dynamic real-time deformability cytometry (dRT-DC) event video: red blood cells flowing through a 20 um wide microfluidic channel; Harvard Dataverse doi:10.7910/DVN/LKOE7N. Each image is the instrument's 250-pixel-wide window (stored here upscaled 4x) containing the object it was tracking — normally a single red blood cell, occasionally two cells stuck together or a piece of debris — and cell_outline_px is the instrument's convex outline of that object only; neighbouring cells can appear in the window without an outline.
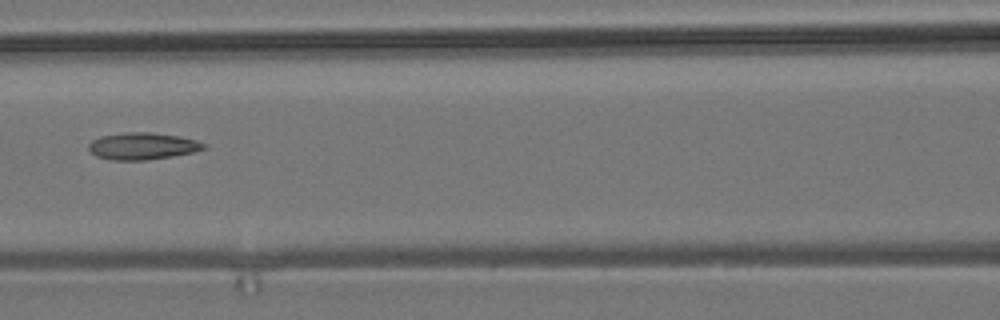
{"species": "common noctule bat (a hibernating species)", "species_latin": "Nyctalus noctula", "temperature_condition": "room temperature", "stored_images_in_passage": 5, "camera_frame_rate_fps": 3000, "um_per_image_px": 0.085, "animal": {"sex": "male", "body_mass_g": 19.2, "forearm_length_mm": 51.8}, "frame": {"image": 1, "passage_image": 4, "time_ms": 3.667, "image_size_px": [1000, 320], "cell_outline_px": [[208, 148], [192, 152], [172, 156], [144, 160], [112, 160], [96, 156], [88, 148], [88, 144], [92, 140], [100, 136], [124, 132], [152, 132], [180, 136], [196, 140], [208, 144]], "centroid_in_image_um": [12.13, 12.4], "position_along_channel_um": 154.5, "area_um2": 18.21}}
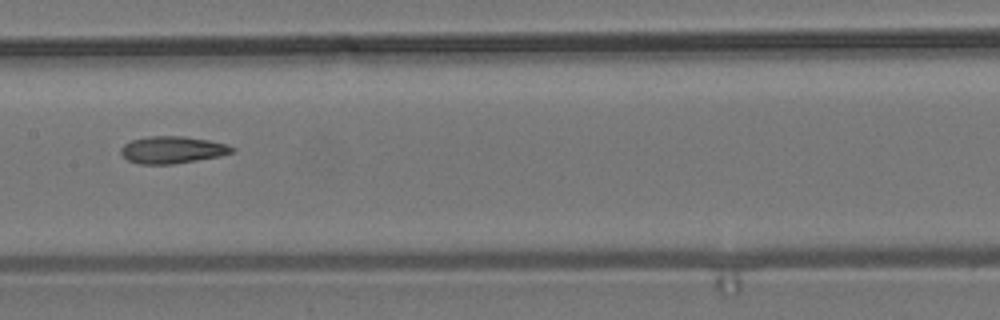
{"frame": {"image": 2, "passage_image": 5, "time_ms": 4.667, "image_size_px": [1000, 320], "cell_outline_px": [[236, 152], [220, 156], [172, 164], [140, 164], [128, 160], [120, 152], [120, 148], [124, 144], [132, 140], [148, 136], [184, 136], [208, 140], [228, 144], [236, 148]], "centroid_in_image_um": [14.68, 12.73], "position_along_channel_um": 192.7, "area_um2": 17.63}}